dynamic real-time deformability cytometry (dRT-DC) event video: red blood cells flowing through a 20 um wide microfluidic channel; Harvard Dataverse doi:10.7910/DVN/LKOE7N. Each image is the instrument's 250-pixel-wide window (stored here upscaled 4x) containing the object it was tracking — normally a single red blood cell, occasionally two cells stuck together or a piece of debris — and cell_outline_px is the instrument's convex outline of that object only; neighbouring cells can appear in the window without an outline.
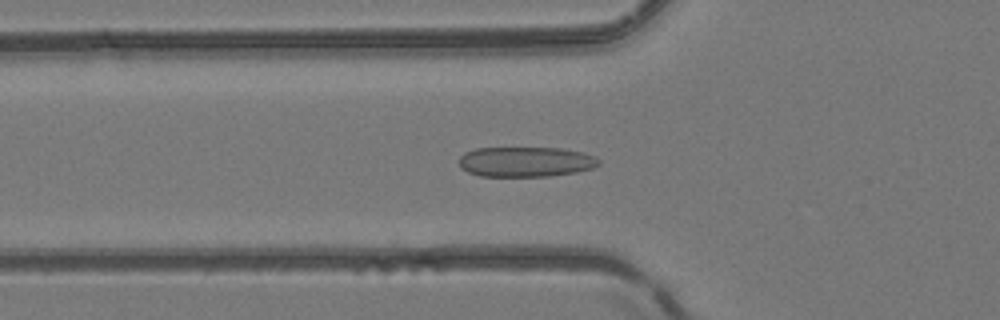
{"species": "common noctule bat (a hibernating species)", "species_latin": "Nyctalus noctula", "temperature_condition": "room temperature", "stored_images_in_passage": 41, "camera_frame_rate_fps": 3000, "um_per_image_px": 0.085, "animal": {"sex": "female", "body_mass_g": 24.6, "forearm_length_mm": 56.2}, "frame": {"image": 1, "passage_image": 9, "time_ms": 2.667, "image_size_px": [1000, 320], "cell_outline_px": [[600, 164], [592, 168], [576, 172], [548, 176], [480, 176], [468, 172], [460, 168], [460, 156], [464, 152], [476, 148], [560, 148], [584, 152], [596, 156], [600, 160]], "centroid_in_image_um": [44.7, 13.75], "position_along_channel_um": 81.1, "area_um2": 24.62}}
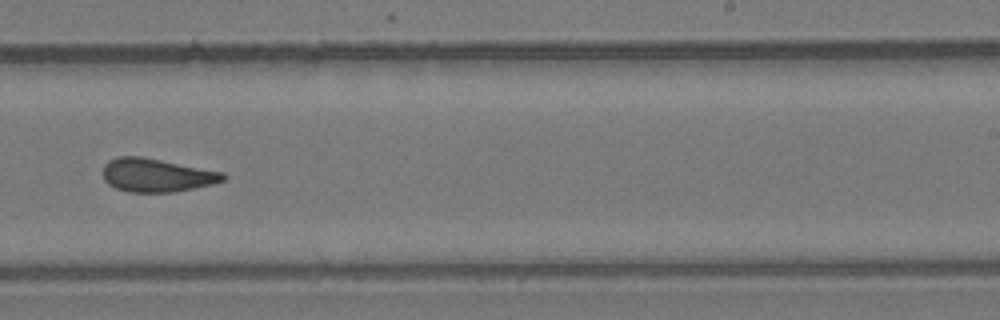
{"frame": {"image": 2, "passage_image": 23, "time_ms": 7.333, "image_size_px": [1000, 320], "cell_outline_px": [[228, 176], [224, 180], [212, 184], [172, 192], [128, 192], [116, 188], [108, 184], [104, 180], [104, 164], [108, 160], [120, 156], [144, 156], [224, 172]], "centroid_in_image_um": [13.32, 14.88], "position_along_channel_um": 275.7, "area_um2": 23.52}}
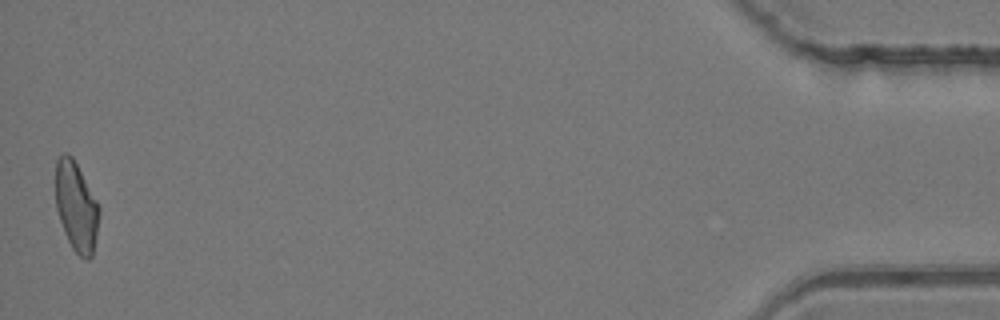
{"frame": {"image": 3, "passage_image": 41, "time_ms": 13.333, "image_size_px": [1000, 320], "cell_outline_px": [[100, 212], [96, 236], [92, 256], [88, 260], [84, 260], [72, 248], [64, 232], [56, 208], [56, 160], [64, 152], [68, 152], [72, 156], [96, 200], [100, 208]], "centroid_in_image_um": [6.48, 17.57], "position_along_channel_um": 428.7, "area_um2": 22.54}, "authors_computed_cell_mechanics": {"area_um2": 23.3512, "velocity_mm_per_s": 4.1472, "shape_relaxation_time_tau1_ms": null, "shape_relaxation_time_tau2_ms": 1.2346, "deformation_change_tau1": null, "deformation_change_tau2": 0.0824}}